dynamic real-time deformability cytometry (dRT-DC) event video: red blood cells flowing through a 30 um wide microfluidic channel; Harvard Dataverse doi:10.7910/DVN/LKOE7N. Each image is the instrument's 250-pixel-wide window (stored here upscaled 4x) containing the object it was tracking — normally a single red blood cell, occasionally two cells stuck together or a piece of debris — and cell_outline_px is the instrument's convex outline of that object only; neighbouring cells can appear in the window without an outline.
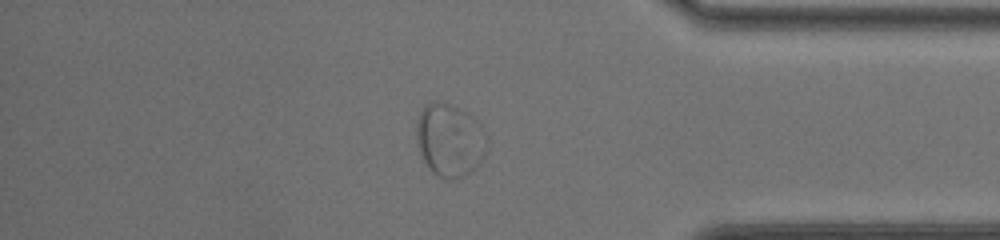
{"species": "common noctule bat (a hibernating species)", "species_latin": "Nyctalus noctula", "temperature_condition": "room temperature", "stored_images_in_passage": 54, "segment_of_instrument_passage": [2, 2], "camera_frame_rate_fps": 3000, "um_per_image_px": 0.085, "animal": {"sex": "female", "body_mass_g": 20.0, "forearm_length_mm": 54.0}, "frame": {"image": 1, "passage_image": 47, "time_ms": 15.333, "image_size_px": [1000, 240], "cell_outline_px": [[484, 156], [476, 168], [452, 180], [448, 180], [432, 172], [428, 168], [420, 152], [416, 136], [416, 120], [424, 104], [432, 100], [448, 104], [464, 112], [476, 120], [480, 124], [484, 148]], "centroid_in_image_um": [38.15, 11.9], "position_along_channel_um": 397.1, "area_um2": 29.25}}
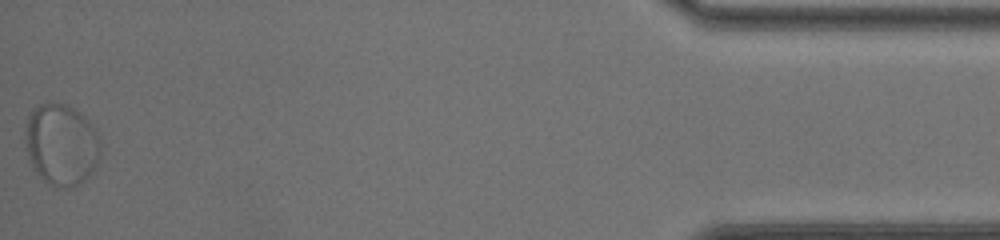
{"frame": {"image": 2, "passage_image": 54, "time_ms": 17.667, "image_size_px": [1000, 240], "cell_outline_px": [[100, 152], [96, 164], [92, 172], [84, 180], [72, 188], [60, 188], [44, 180], [36, 172], [32, 164], [28, 152], [28, 116], [32, 108], [48, 100], [64, 104], [80, 112], [88, 120], [96, 132], [100, 144]], "centroid_in_image_um": [5.24, 12.27], "position_along_channel_um": 430.0, "area_um2": 35.2}}